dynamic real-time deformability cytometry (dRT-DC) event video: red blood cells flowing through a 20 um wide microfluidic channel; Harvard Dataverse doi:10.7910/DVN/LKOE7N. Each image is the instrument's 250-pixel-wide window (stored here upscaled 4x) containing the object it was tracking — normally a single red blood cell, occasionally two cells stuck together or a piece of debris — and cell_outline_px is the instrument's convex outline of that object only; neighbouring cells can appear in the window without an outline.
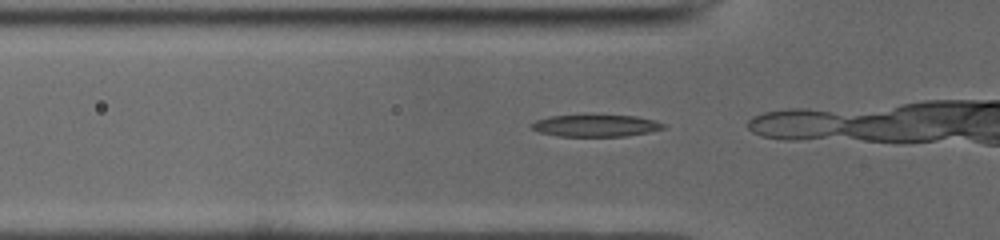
{"species": "common noctule bat (a hibernating species)", "species_latin": "Nyctalus noctula", "temperature_condition": "cold", "stored_images_in_passage": 9, "camera_frame_rate_fps": 3000, "um_per_image_px": 0.085, "animal": {"sex": "male", "body_mass_g": 19.0, "forearm_length_mm": 50.8}, "frame": {"image": 1, "passage_image": 7, "time_ms": 2.0, "image_size_px": [1000, 240], "cell_outline_px": [[664, 128], [648, 132], [624, 136], [560, 136], [540, 132], [532, 128], [532, 124], [536, 120], [548, 116], [584, 112], [636, 116], [656, 120], [664, 124]], "centroid_in_image_um": [50.61, 10.62], "position_along_channel_um": 75.2, "area_um2": 17.69}}